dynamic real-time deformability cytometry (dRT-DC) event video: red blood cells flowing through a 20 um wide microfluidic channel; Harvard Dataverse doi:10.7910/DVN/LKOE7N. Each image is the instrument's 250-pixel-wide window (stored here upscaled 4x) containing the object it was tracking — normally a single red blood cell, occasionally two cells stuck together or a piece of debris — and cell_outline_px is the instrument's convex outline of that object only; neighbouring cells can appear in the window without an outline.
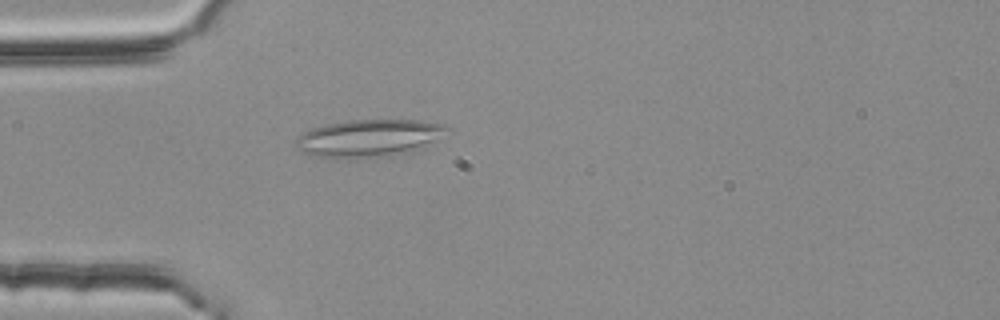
{"species": "common noctule bat (a hibernating species)", "species_latin": "Nyctalus noctula", "temperature_condition": "room temperature", "stored_images_in_passage": 45, "camera_frame_rate_fps": 3000, "um_per_image_px": 0.085, "animal": {"sex": "female", "body_mass_g": 25.1}, "frame": {"image": 1, "passage_image": 7, "time_ms": 2.0, "image_size_px": [1000, 320], "cell_outline_px": [[452, 132], [440, 140], [424, 148], [412, 152], [392, 156], [348, 160], [316, 156], [304, 152], [296, 148], [296, 140], [304, 132], [312, 128], [328, 124], [348, 120], [416, 120], [444, 124]], "centroid_in_image_um": [31.47, 11.77], "position_along_channel_um": 53.5, "area_um2": 33.87}}
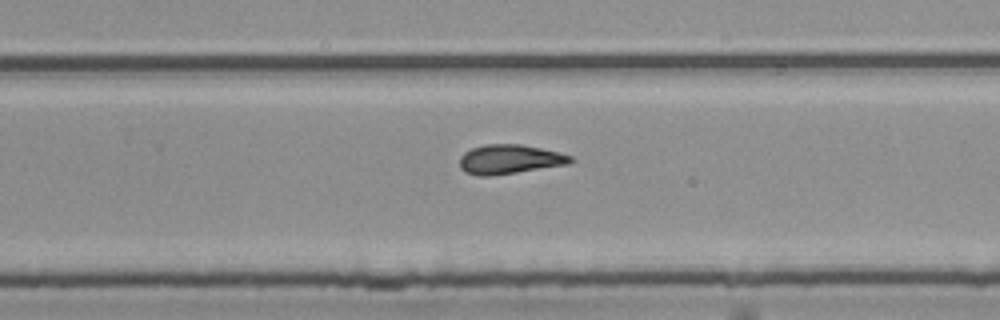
{"frame": {"image": 2, "passage_image": 26, "time_ms": 8.333, "image_size_px": [1000, 320], "cell_outline_px": [[576, 160], [568, 164], [492, 176], [480, 176], [464, 172], [460, 168], [460, 156], [464, 152], [472, 148], [484, 144], [520, 144], [560, 152], [572, 156]], "centroid_in_image_um": [43.31, 13.54], "position_along_channel_um": 286.5, "area_um2": 19.07}}
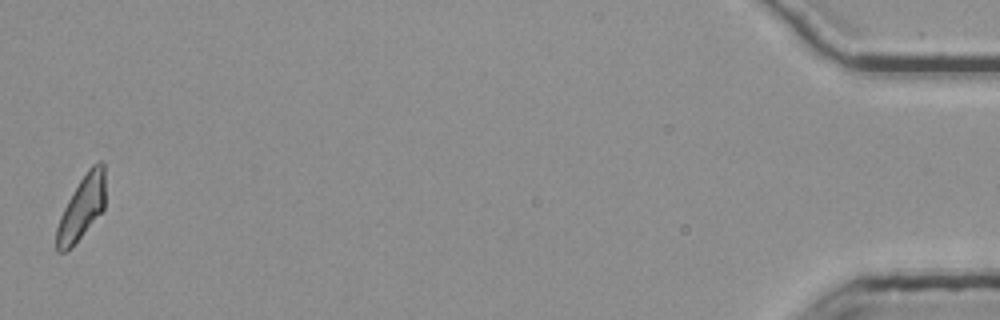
{"frame": {"image": 3, "passage_image": 45, "time_ms": 14.667, "image_size_px": [1000, 320], "cell_outline_px": [[104, 208], [80, 236], [64, 252], [56, 252], [56, 228], [60, 216], [68, 200], [80, 180], [88, 168], [92, 164], [100, 160], [104, 164]], "centroid_in_image_um": [6.93, 17.6], "position_along_channel_um": 428.3, "area_um2": 17.46}, "authors_computed_cell_mechanics": {"area_um2": 19.074, "velocity_mm_per_s": 3.7847, "shape_relaxation_time_tau1_ms": null, "shape_relaxation_time_tau2_ms": 2.8531, "deformation_change_tau1": null, "deformation_change_tau2": 0.1141}}